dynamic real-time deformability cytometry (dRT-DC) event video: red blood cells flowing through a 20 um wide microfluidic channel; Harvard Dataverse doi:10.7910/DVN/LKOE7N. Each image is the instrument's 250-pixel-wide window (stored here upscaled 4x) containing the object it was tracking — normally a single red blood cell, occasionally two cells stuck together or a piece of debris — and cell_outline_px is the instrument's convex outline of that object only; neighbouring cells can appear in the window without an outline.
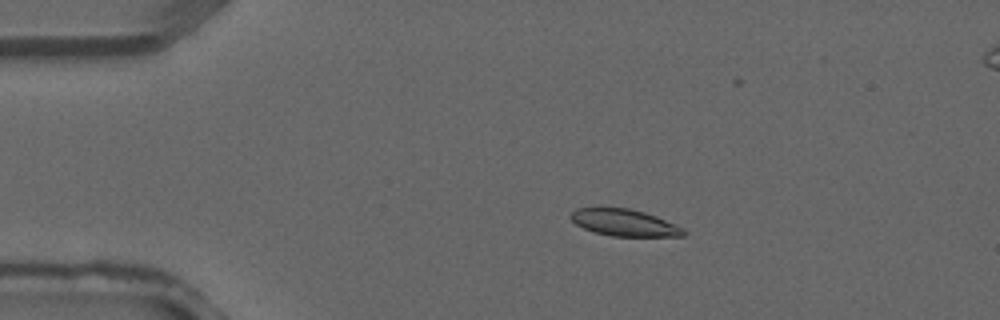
{"species": "common noctule bat (a hibernating species)", "species_latin": "Nyctalus noctula", "temperature_condition": "warm", "stored_images_in_passage": 4, "camera_frame_rate_fps": 3000, "um_per_image_px": 0.085, "animal": {"sex": "male", "forearm_length_mm": 52.5}, "frame": {"image": 1, "passage_image": 2, "time_ms": 0.333, "image_size_px": [1000, 320], "cell_outline_px": [[688, 232], [684, 236], [612, 236], [596, 232], [584, 228], [576, 224], [568, 216], [576, 208], [628, 208], [644, 212], [656, 216], [684, 228]], "centroid_in_image_um": [53.09, 18.93], "position_along_channel_um": 31.9, "area_um2": 17.51}}